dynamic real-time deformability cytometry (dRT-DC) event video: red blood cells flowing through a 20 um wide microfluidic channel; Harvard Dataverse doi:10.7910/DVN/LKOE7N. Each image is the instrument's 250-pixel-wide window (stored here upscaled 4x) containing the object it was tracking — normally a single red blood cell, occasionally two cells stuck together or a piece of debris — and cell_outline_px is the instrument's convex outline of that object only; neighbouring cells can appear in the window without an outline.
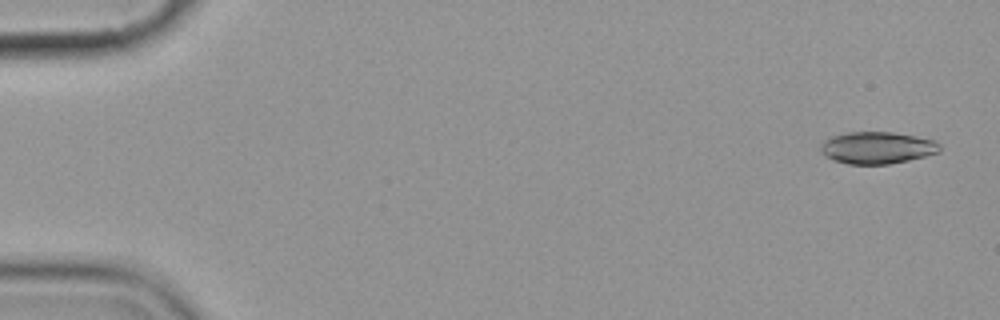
{"species": "common noctule bat (a hibernating species)", "species_latin": "Nyctalus noctula", "temperature_condition": "cold", "stored_images_in_passage": 15, "camera_frame_rate_fps": 3000, "um_per_image_px": 0.085, "animal": {"sex": "female", "body_mass_g": 19.9}, "frame": {"image": 1, "passage_image": 1, "time_ms": 0.0, "image_size_px": [1000, 320], "cell_outline_px": [[940, 152], [908, 160], [888, 164], [848, 164], [832, 160], [824, 156], [820, 152], [820, 144], [824, 140], [832, 136], [848, 132], [892, 132], [916, 136], [936, 140], [940, 144]], "centroid_in_image_um": [74.53, 12.56], "position_along_channel_um": 10.5, "area_um2": 22.37}}
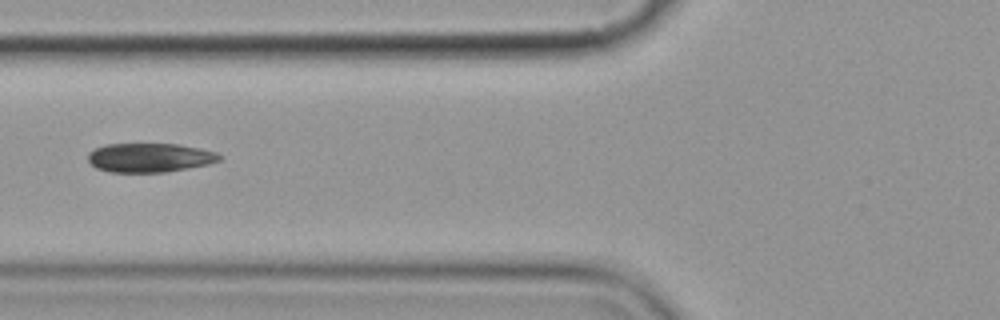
{"frame": {"image": 2, "passage_image": 6, "time_ms": 6.667, "image_size_px": [1000, 320], "cell_outline_px": [[224, 156], [220, 160], [208, 164], [188, 168], [164, 172], [108, 172], [96, 168], [88, 160], [88, 152], [104, 144], [180, 144], [200, 148], [216, 152]], "centroid_in_image_um": [12.73, 13.39], "position_along_channel_um": 113.1, "area_um2": 22.37}}
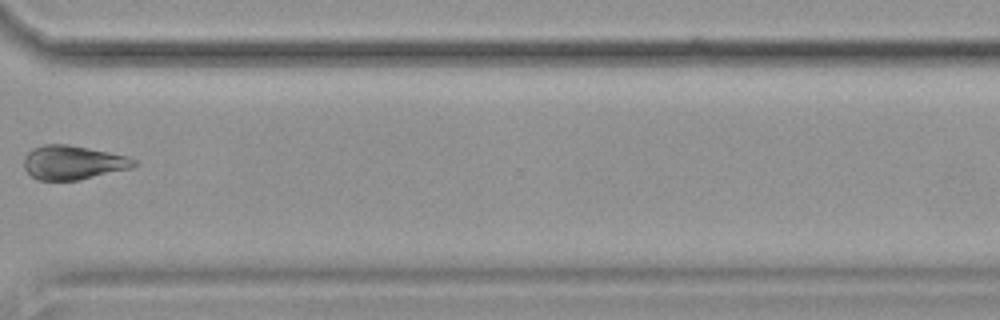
{"frame": {"image": 3, "passage_image": 12, "time_ms": 13.667, "image_size_px": [1000, 320], "cell_outline_px": [[136, 164], [132, 168], [80, 180], [36, 180], [24, 168], [24, 156], [32, 148], [44, 144], [68, 144], [128, 156], [136, 160]], "centroid_in_image_um": [6.19, 13.81], "position_along_channel_um": 364.4, "area_um2": 21.91}, "authors_computed_cell_mechanics": {"area_um2": 22.1374, "velocity_mm_per_s": 3.5913, "shape_relaxation_time_tau1_ms": 7.9363, "shape_relaxation_time_tau2_ms": 3.3508, "deformation_change_tau1": 0.1688, "deformation_change_tau2": 0.0643}}